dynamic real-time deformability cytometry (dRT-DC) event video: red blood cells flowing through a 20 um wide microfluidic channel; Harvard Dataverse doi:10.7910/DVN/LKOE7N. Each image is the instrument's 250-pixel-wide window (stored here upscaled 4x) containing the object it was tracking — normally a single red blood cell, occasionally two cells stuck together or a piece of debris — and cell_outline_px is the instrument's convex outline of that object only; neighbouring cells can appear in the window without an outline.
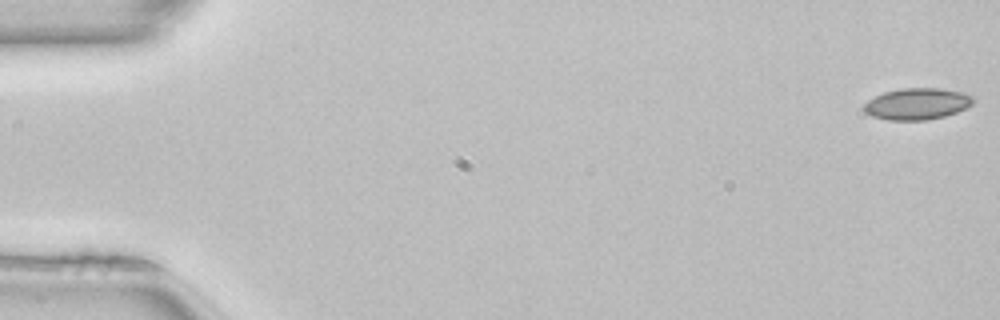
{"species": "common noctule bat (a hibernating species)", "species_latin": "Nyctalus noctula", "temperature_condition": "room temperature", "stored_images_in_passage": 51, "camera_frame_rate_fps": 3000, "um_per_image_px": 0.085, "animal": {"sex": "female", "body_mass_g": 22.7, "forearm_length_mm": 54.2}, "frame": {"image": 1, "passage_image": 1, "time_ms": 0.0, "image_size_px": [1000, 320], "cell_outline_px": [[976, 100], [972, 104], [956, 112], [944, 116], [924, 120], [888, 120], [872, 116], [864, 112], [864, 104], [868, 100], [884, 92], [900, 88], [940, 88], [960, 92], [972, 96]], "centroid_in_image_um": [77.94, 8.82], "position_along_channel_um": 7.1, "area_um2": 19.94}}
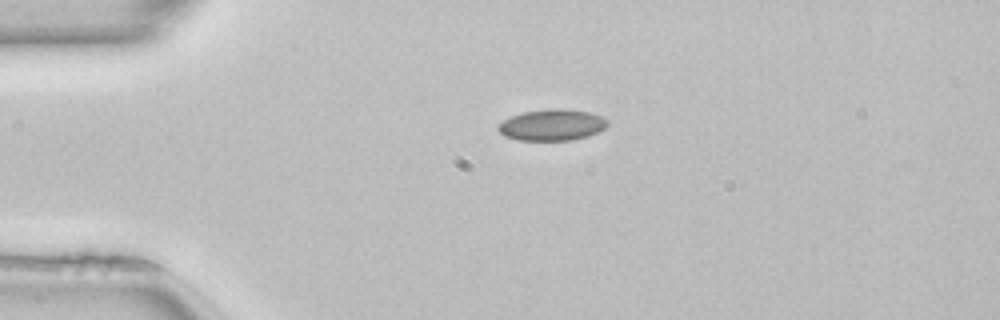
{"frame": {"image": 2, "passage_image": 12, "time_ms": 3.667, "image_size_px": [1000, 320], "cell_outline_px": [[608, 124], [604, 128], [588, 136], [572, 140], [516, 140], [504, 136], [496, 128], [504, 120], [512, 116], [524, 112], [552, 108], [564, 108], [588, 112], [600, 116], [608, 120]], "centroid_in_image_um": [46.91, 10.62], "position_along_channel_um": 38.1, "area_um2": 19.83}}
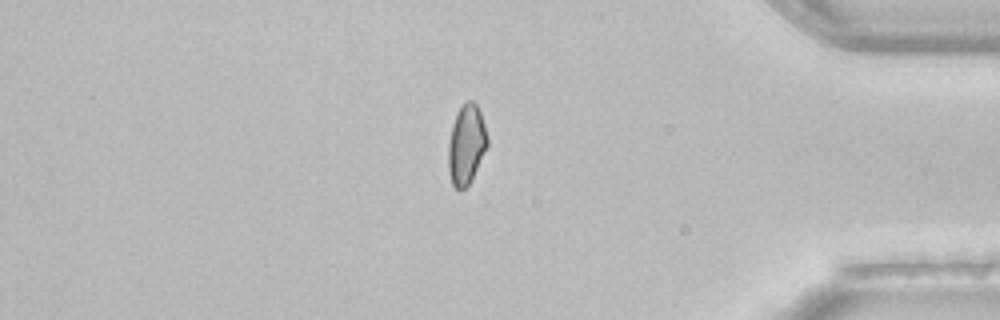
{"frame": {"image": 3, "passage_image": 43, "time_ms": 14.0, "image_size_px": [1000, 320], "cell_outline_px": [[488, 144], [472, 180], [460, 192], [452, 184], [448, 168], [448, 144], [452, 124], [464, 100], [472, 100], [476, 104], [480, 112], [488, 136]], "centroid_in_image_um": [39.63, 12.29], "position_along_channel_um": 395.6, "area_um2": 18.21}, "authors_computed_cell_mechanics": {"area_um2": 18.9584, "velocity_mm_per_s": 4.0814, "shape_relaxation_time_tau1_ms": 9.9613, "shape_relaxation_time_tau2_ms": 7.1611, "deformation_change_tau1": 0.1408, "deformation_change_tau2": 0.0682}}